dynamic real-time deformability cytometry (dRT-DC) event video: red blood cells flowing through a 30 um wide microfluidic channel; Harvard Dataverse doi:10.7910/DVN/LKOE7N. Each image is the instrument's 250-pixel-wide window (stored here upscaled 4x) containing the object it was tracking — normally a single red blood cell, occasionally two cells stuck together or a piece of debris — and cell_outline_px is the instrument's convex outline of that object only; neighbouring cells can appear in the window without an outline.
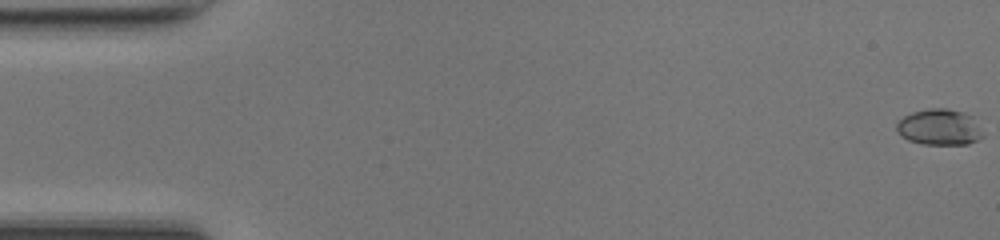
{"species": "common noctule bat (a hibernating species)", "species_latin": "Nyctalus noctula", "temperature_condition": "room temperature", "stored_images_in_passage": 50, "camera_frame_rate_fps": 3000, "um_per_image_px": 0.085, "animal": {"sex": "female", "body_mass_g": 17.0, "forearm_length_mm": 48.0}, "frame": {"image": 1, "passage_image": 1, "time_ms": 0.0, "image_size_px": [1000, 240], "cell_outline_px": [[984, 136], [968, 144], [920, 144], [908, 140], [900, 136], [896, 128], [896, 124], [904, 116], [912, 112], [928, 108], [948, 108], [964, 112], [972, 116], [984, 132]], "centroid_in_image_um": [79.86, 10.8], "position_along_channel_um": 5.1, "area_um2": 18.32}}
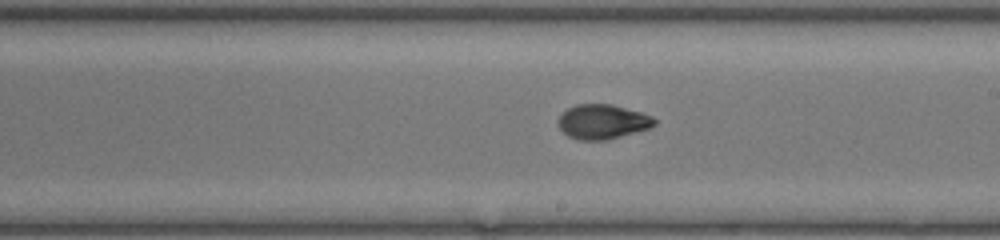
{"frame": {"image": 2, "passage_image": 29, "time_ms": 9.333, "image_size_px": [1000, 240], "cell_outline_px": [[656, 124], [652, 128], [604, 140], [580, 140], [568, 136], [556, 124], [556, 120], [568, 108], [576, 104], [612, 104], [640, 112], [652, 116], [656, 120]], "centroid_in_image_um": [51.21, 10.34], "position_along_channel_um": 237.8, "area_um2": 19.42}}
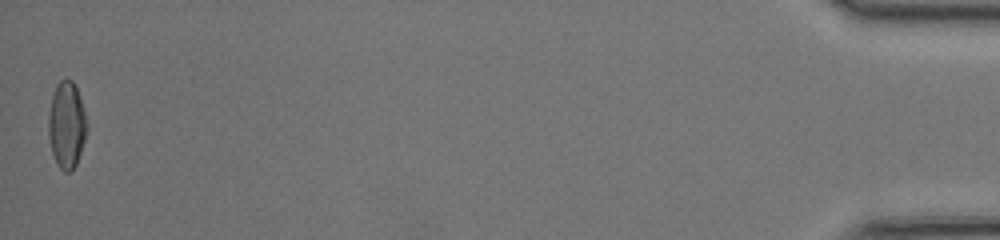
{"frame": {"image": 3, "passage_image": 50, "time_ms": 16.333, "image_size_px": [1000, 240], "cell_outline_px": [[88, 132], [76, 164], [68, 172], [64, 172], [56, 164], [52, 152], [48, 136], [48, 116], [52, 96], [56, 84], [60, 80], [72, 80], [80, 96], [88, 124]], "centroid_in_image_um": [5.67, 10.63], "position_along_channel_um": 429.5, "area_um2": 19.54}, "authors_computed_cell_mechanics": {"area_um2": 19.0162, "velocity_mm_per_s": 4.2286, "shape_relaxation_time_tau1_ms": 4.3094, "shape_relaxation_time_tau2_ms": 1.8986, "deformation_change_tau1": 0.1795, "deformation_change_tau2": 0.0491}}